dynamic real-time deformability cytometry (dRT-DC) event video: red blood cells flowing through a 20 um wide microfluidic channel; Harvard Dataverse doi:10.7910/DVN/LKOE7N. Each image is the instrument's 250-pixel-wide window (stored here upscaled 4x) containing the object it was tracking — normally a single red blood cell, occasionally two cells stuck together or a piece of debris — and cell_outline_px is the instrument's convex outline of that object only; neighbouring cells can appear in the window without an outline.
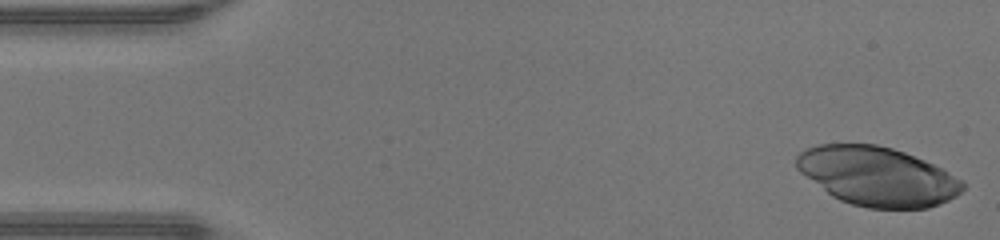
{"species": "human", "species_latin": "Homo sapiens", "temperature_condition": "warm", "stored_images_in_passage": 46, "camera_frame_rate_fps": 3000, "um_per_image_px": 0.085, "donor": {"sex": "male"}, "frame": {"image": 1, "passage_image": 1, "time_ms": 0.0, "image_size_px": [1000, 240], "cell_outline_px": [[964, 188], [956, 196], [940, 204], [928, 208], [868, 208], [852, 204], [840, 200], [832, 196], [800, 172], [796, 168], [796, 156], [800, 152], [808, 148], [820, 144], [876, 144], [892, 148], [904, 152], [924, 160], [964, 180]], "centroid_in_image_um": [74.58, 14.99], "position_along_channel_um": 10.4, "area_um2": 56.88}}